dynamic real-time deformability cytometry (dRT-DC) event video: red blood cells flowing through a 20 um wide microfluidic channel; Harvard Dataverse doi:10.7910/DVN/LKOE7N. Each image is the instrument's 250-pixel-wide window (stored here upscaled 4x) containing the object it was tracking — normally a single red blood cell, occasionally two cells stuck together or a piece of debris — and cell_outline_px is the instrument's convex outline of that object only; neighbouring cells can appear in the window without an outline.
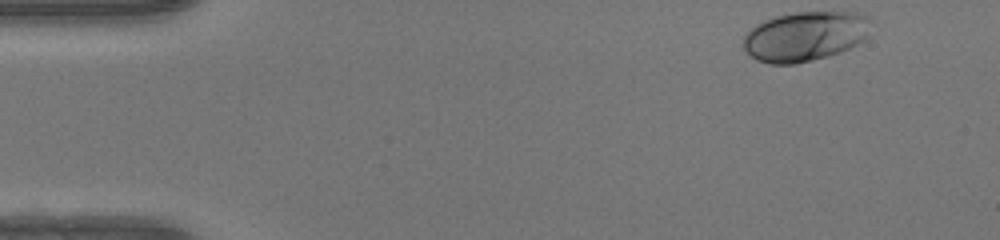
{"species": "human", "species_latin": "Homo sapiens", "temperature_condition": "warm", "stored_images_in_passage": 46, "camera_frame_rate_fps": 3000, "um_per_image_px": 0.085, "donor": {"sex": "female"}, "frame": {"image": 1, "passage_image": 1, "time_ms": 0.0, "image_size_px": [1000, 240], "cell_outline_px": [[872, 20], [868, 36], [864, 40], [840, 52], [828, 56], [796, 64], [768, 64], [756, 60], [744, 48], [744, 36], [756, 24], [764, 20], [776, 16], [796, 12], [856, 12], [868, 16]], "centroid_in_image_um": [68.46, 3.08], "position_along_channel_um": 16.5, "area_um2": 37.05}}
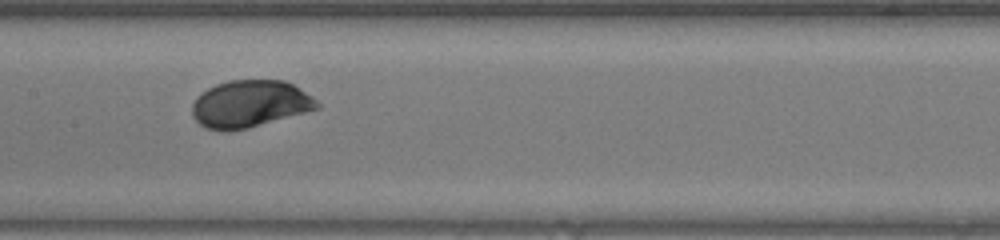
{"frame": {"image": 2, "passage_image": 21, "time_ms": 6.667, "image_size_px": [1000, 240], "cell_outline_px": [[320, 108], [248, 128], [208, 128], [200, 124], [192, 116], [192, 104], [196, 96], [200, 92], [216, 84], [228, 80], [284, 80], [292, 84], [312, 96], [320, 104]], "centroid_in_image_um": [21.24, 8.79], "position_along_channel_um": 186.2, "area_um2": 33.81}}
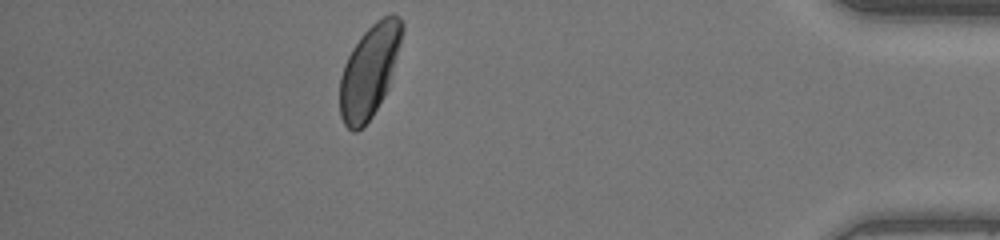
{"frame": {"image": 3, "passage_image": 40, "time_ms": 13.0, "image_size_px": [1000, 240], "cell_outline_px": [[404, 28], [400, 44], [388, 88], [384, 96], [372, 116], [356, 132], [352, 132], [344, 124], [340, 116], [340, 76], [344, 64], [352, 48], [360, 36], [376, 20], [392, 12], [400, 16], [404, 24]], "centroid_in_image_um": [31.4, 6.0], "position_along_channel_um": 403.8, "area_um2": 33.47}, "authors_computed_cell_mechanics": {"area_um2": 34.1309, "velocity_mm_per_s": 4.1958, "shape_relaxation_time_tau1_ms": 1.8923, "shape_relaxation_time_tau2_ms": null, "deformation_change_tau1": 0.1252, "deformation_change_tau2": null}}